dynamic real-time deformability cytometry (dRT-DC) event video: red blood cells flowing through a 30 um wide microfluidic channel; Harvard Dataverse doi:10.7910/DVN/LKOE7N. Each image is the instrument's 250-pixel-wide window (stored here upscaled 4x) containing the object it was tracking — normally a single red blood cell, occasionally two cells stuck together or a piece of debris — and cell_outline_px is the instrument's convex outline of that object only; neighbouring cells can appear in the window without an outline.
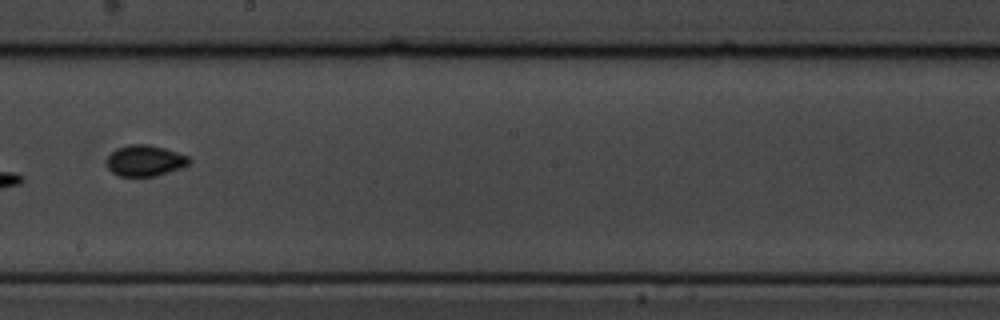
{"species": "common noctule bat (a hibernating species)", "species_latin": "Nyctalus noctula", "temperature_condition": "cold", "stored_images_in_passage": 17, "camera_frame_rate_fps": 3000, "um_per_image_px": 0.085, "animal": {"sex": "male", "body_mass_g": 19.5, "forearm_length_mm": 54.6}, "frame": {"image": 1, "passage_image": 10, "time_ms": 3.0, "image_size_px": [1000, 320], "cell_outline_px": [[192, 160], [188, 164], [180, 168], [156, 176], [120, 176], [112, 172], [108, 168], [104, 160], [116, 148], [128, 144], [148, 144], [164, 148], [188, 156]], "centroid_in_image_um": [12.29, 13.65], "position_along_channel_um": 235.9, "area_um2": 14.97}}
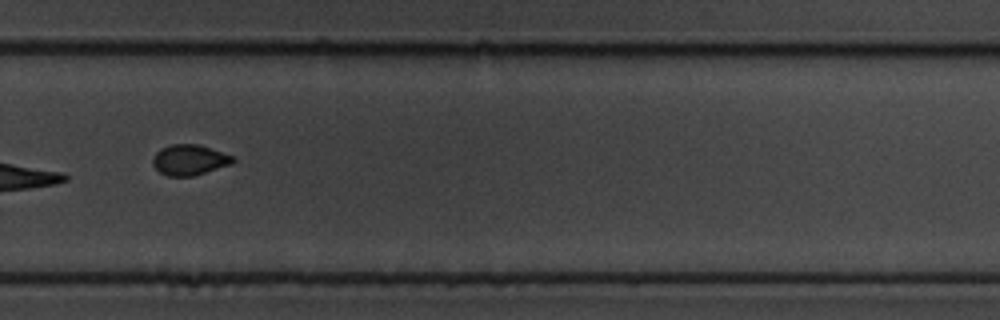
{"frame": {"image": 2, "passage_image": 12, "time_ms": 3.667, "image_size_px": [1000, 320], "cell_outline_px": [[236, 160], [232, 164], [192, 176], [168, 176], [160, 172], [152, 164], [152, 160], [156, 152], [160, 148], [172, 144], [196, 144], [212, 148], [232, 156]], "centroid_in_image_um": [16.1, 13.58], "position_along_channel_um": 313.7, "area_um2": 14.22}}